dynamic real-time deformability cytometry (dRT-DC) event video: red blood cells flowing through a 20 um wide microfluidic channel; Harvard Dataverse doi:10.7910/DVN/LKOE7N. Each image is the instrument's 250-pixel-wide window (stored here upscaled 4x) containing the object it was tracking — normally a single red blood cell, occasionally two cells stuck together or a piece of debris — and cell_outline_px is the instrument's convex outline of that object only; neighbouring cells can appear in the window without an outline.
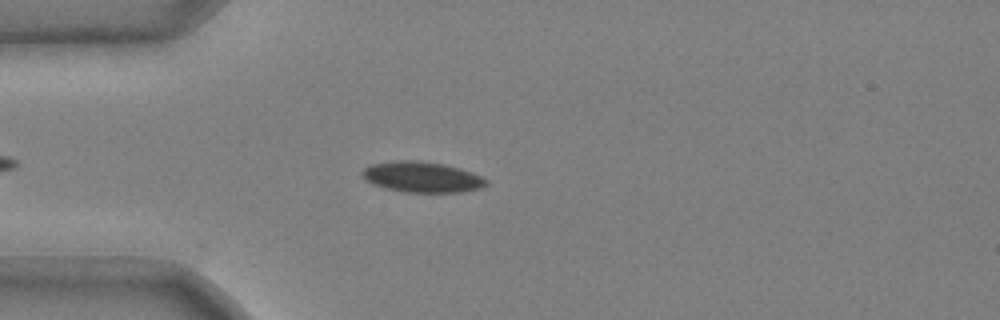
{"species": "common noctule bat (a hibernating species)", "species_latin": "Nyctalus noctula", "temperature_condition": "cold", "stored_images_in_passage": 45, "camera_frame_rate_fps": 3000, "um_per_image_px": 0.085, "animal": {"sex": "male", "body_mass_g": 20.4}, "frame": {"image": 1, "passage_image": 8, "time_ms": 2.333, "image_size_px": [1000, 320], "cell_outline_px": [[488, 184], [480, 188], [460, 192], [404, 192], [384, 188], [372, 184], [364, 180], [360, 172], [364, 168], [372, 164], [396, 160], [416, 160], [444, 164], [460, 168], [472, 172], [488, 180]], "centroid_in_image_um": [35.84, 15.04], "position_along_channel_um": 49.2, "area_um2": 22.31}}
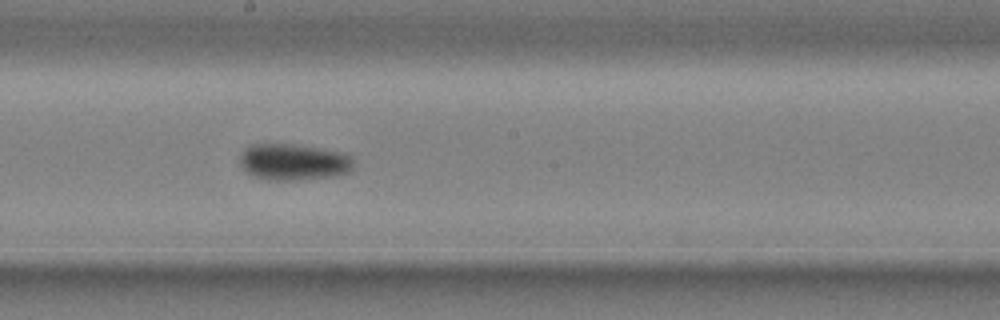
{"frame": {"image": 2, "passage_image": 23, "time_ms": 7.333, "image_size_px": [1000, 320], "cell_outline_px": [[352, 172], [336, 176], [296, 180], [268, 180], [252, 176], [244, 172], [240, 164], [240, 156], [244, 148], [252, 144], [292, 144], [344, 152], [352, 156]], "centroid_in_image_um": [24.94, 13.78], "position_along_channel_um": 223.3, "area_um2": 24.51}}
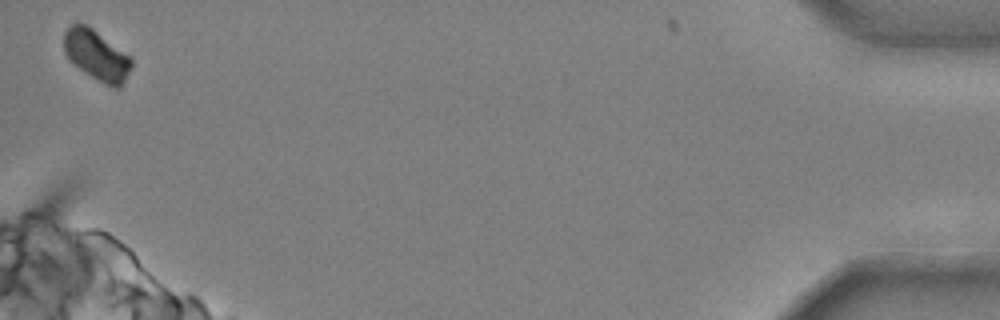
{"frame": {"image": 3, "passage_image": 45, "time_ms": 14.667, "image_size_px": [1000, 320], "cell_outline_px": [[132, 68], [124, 84], [120, 88], [112, 88], [104, 84], [84, 72], [64, 52], [64, 32], [72, 24], [88, 24], [128, 56], [132, 60]], "centroid_in_image_um": [8.24, 4.72], "position_along_channel_um": 427.0, "area_um2": 19.54}, "authors_computed_cell_mechanics": {"area_um2": 22.3108, "velocity_mm_per_s": 3.712, "shape_relaxation_time_tau1_ms": 4.0998, "shape_relaxation_time_tau2_ms": null, "deformation_change_tau1": 0.1235, "deformation_change_tau2": null}}